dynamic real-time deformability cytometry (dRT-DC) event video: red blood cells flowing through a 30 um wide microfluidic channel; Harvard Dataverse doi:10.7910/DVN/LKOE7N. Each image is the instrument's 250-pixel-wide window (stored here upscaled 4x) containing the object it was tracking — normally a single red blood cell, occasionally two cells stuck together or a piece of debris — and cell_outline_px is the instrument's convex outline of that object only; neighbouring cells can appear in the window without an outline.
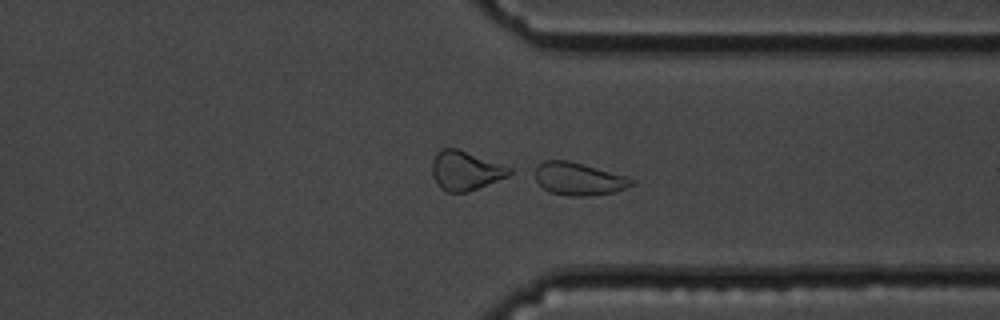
{"species": "common noctule bat (a hibernating species)", "species_latin": "Nyctalus noctula", "temperature_condition": "cold", "stored_images_in_passage": 56, "camera_frame_rate_fps": 3000, "um_per_image_px": 0.085, "animal": {"sex": "male", "body_mass_g": 19.5, "forearm_length_mm": 54.6}, "frame": {"image": 1, "passage_image": 44, "time_ms": 14.333, "image_size_px": [1000, 320], "cell_outline_px": [[636, 184], [616, 192], [588, 196], [568, 196], [548, 192], [536, 180], [536, 164], [544, 160], [568, 160], [628, 176], [636, 180]], "centroid_in_image_um": [49.23, 15.21], "position_along_channel_um": 362.2, "area_um2": 18.67}}